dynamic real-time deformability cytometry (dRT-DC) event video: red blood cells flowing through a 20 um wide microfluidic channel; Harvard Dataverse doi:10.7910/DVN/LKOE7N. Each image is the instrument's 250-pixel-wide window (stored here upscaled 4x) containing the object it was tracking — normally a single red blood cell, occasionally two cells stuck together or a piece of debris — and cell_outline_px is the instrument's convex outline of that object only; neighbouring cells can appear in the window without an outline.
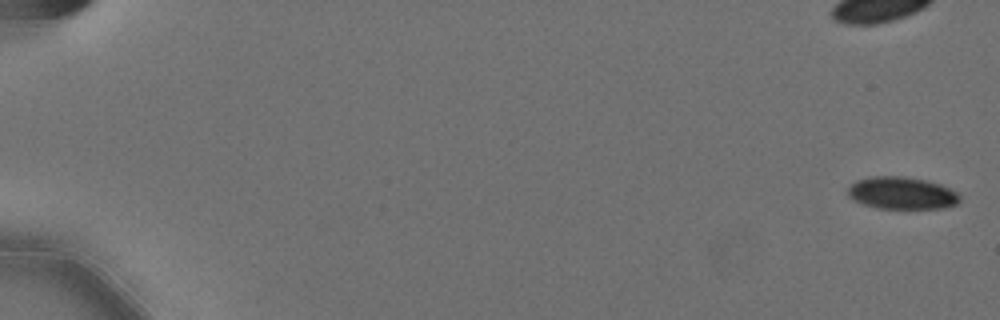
{"species": "Egyptian fruit bat (a non-hibernating species)", "species_latin": "Rousettus aegyptiacus", "temperature_condition": "cold", "stored_images_in_passage": 6, "camera_frame_rate_fps": 3000, "um_per_image_px": 0.085, "animal": {"sex": "female"}, "frame": {"image": 1, "passage_image": 1, "time_ms": 0.0, "image_size_px": [1000, 320], "cell_outline_px": [[960, 200], [956, 204], [944, 208], [876, 208], [852, 200], [848, 196], [848, 188], [856, 180], [872, 176], [904, 176], [924, 180], [940, 184], [956, 192], [960, 196]], "centroid_in_image_um": [76.63, 16.41], "position_along_channel_um": 8.4, "area_um2": 20.98}}